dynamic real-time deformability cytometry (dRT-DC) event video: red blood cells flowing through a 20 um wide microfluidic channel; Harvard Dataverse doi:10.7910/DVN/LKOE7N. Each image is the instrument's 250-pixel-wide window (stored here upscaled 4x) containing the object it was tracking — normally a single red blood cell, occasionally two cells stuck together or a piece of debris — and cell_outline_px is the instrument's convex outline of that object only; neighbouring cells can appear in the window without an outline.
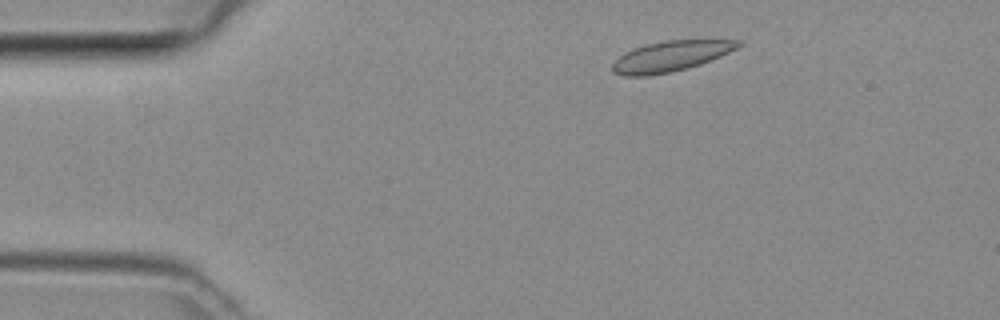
{"species": "common noctule bat (a hibernating species)", "species_latin": "Nyctalus noctula", "temperature_condition": "room temperature", "stored_images_in_passage": 2, "camera_frame_rate_fps": 3000, "um_per_image_px": 0.085, "animal": {"sex": "female", "body_mass_g": 29.2, "forearm_length_mm": 56.3}, "frame": {"image": 1, "passage_image": 1, "time_ms": 0.0, "image_size_px": [1000, 320], "cell_outline_px": [[744, 44], [720, 56], [700, 64], [688, 68], [668, 72], [644, 76], [624, 76], [612, 72], [612, 64], [624, 52], [644, 44], [664, 40], [744, 40]], "centroid_in_image_um": [56.99, 4.77], "position_along_channel_um": 28.0, "area_um2": 22.25}}